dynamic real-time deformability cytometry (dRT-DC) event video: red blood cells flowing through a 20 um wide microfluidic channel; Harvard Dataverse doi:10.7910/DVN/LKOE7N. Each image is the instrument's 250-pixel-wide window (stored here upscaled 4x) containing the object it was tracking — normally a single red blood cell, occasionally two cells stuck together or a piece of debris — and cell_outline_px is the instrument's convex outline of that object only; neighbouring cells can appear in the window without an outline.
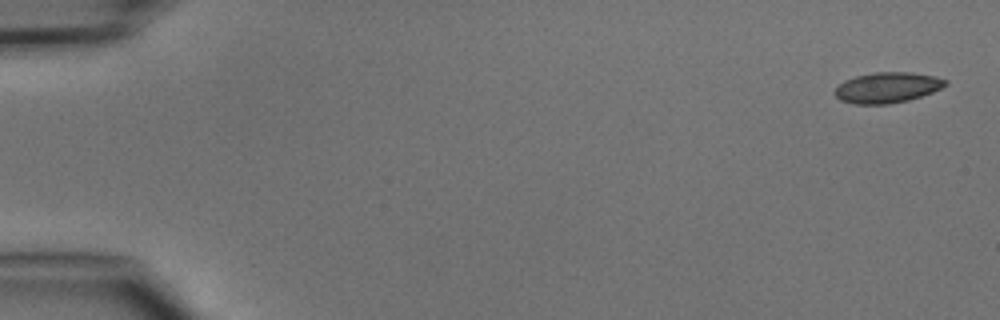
{"species": "common noctule bat (a hibernating species)", "species_latin": "Nyctalus noctula", "temperature_condition": "cold", "stored_images_in_passage": 4, "camera_frame_rate_fps": 3000, "um_per_image_px": 0.085, "animal": {"sex": "male", "body_mass_g": 15.6}, "frame": {"image": 1, "passage_image": 1, "time_ms": 0.0, "image_size_px": [1000, 320], "cell_outline_px": [[948, 84], [932, 92], [908, 100], [888, 104], [856, 104], [840, 100], [832, 92], [844, 80], [856, 76], [872, 72], [912, 72], [936, 76], [948, 80]], "centroid_in_image_um": [75.42, 7.43], "position_along_channel_um": 9.6, "area_um2": 19.77}}
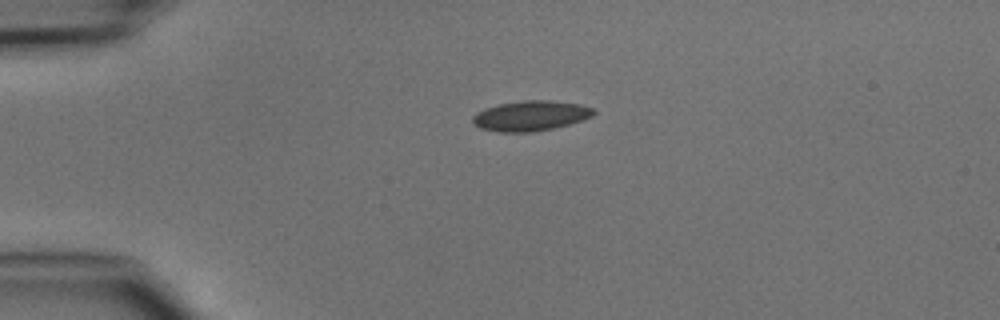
{"frame": {"image": 2, "passage_image": 3, "time_ms": 3.333, "image_size_px": [1000, 320], "cell_outline_px": [[596, 112], [592, 116], [568, 124], [552, 128], [532, 132], [500, 132], [480, 128], [472, 124], [472, 116], [476, 112], [484, 108], [500, 104], [524, 100], [552, 100], [580, 104], [592, 108]], "centroid_in_image_um": [45.06, 9.84], "position_along_channel_um": 39.9, "area_um2": 21.21}}